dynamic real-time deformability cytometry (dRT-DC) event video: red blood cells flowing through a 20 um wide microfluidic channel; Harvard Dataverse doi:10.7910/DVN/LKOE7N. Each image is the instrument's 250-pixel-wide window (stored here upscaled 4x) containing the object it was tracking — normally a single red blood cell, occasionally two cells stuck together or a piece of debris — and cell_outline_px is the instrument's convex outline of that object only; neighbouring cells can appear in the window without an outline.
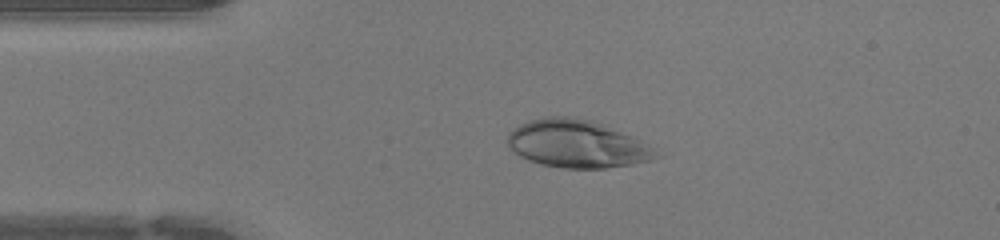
{"species": "human", "species_latin": "Homo sapiens", "temperature_condition": "warm", "stored_images_in_passage": 46, "camera_frame_rate_fps": 3000, "um_per_image_px": 0.085, "donor": {"sex": "female"}, "frame": {"image": 1, "passage_image": 9, "time_ms": 2.667, "image_size_px": [1000, 240], "cell_outline_px": [[664, 156], [632, 164], [604, 168], [564, 168], [540, 164], [528, 160], [512, 152], [504, 140], [508, 132], [520, 124], [528, 120], [544, 116], [576, 116], [592, 120], [604, 124], [632, 136], [640, 140]], "centroid_in_image_um": [48.99, 12.21], "position_along_channel_um": 36.0, "area_um2": 41.73}}
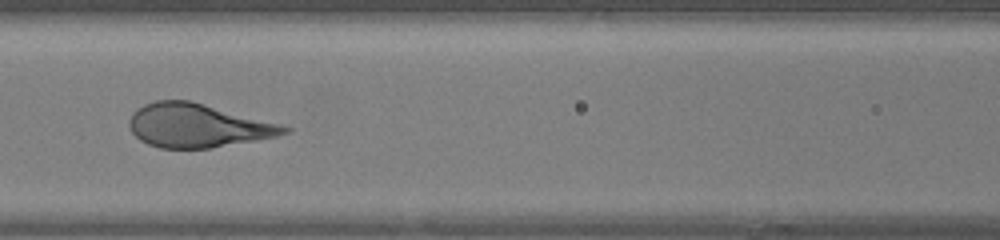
{"frame": {"image": 2, "passage_image": 19, "time_ms": 6.0, "image_size_px": [1000, 240], "cell_outline_px": [[292, 128], [288, 132], [276, 136], [256, 140], [212, 148], [160, 148], [148, 144], [140, 140], [132, 132], [128, 124], [128, 120], [132, 112], [136, 108], [144, 104], [156, 100], [188, 100], [204, 104], [280, 124]], "centroid_in_image_um": [16.74, 10.67], "position_along_channel_um": 149.9, "area_um2": 39.19}}
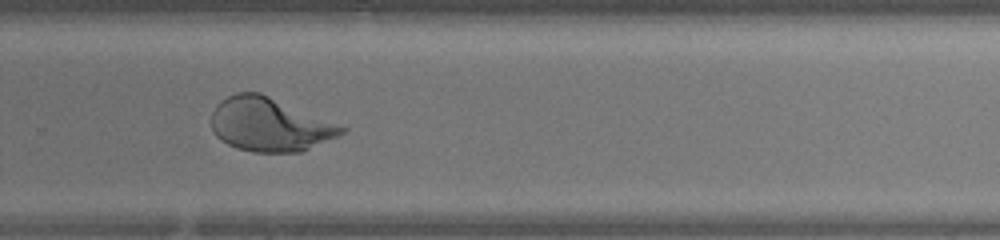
{"frame": {"image": 3, "passage_image": 30, "time_ms": 9.667, "image_size_px": [1000, 240], "cell_outline_px": [[348, 128], [344, 132], [336, 136], [300, 152], [252, 152], [236, 148], [220, 140], [212, 132], [212, 112], [216, 104], [220, 100], [236, 92], [260, 92]], "centroid_in_image_um": [22.86, 10.58], "position_along_channel_um": 306.9, "area_um2": 40.46}}